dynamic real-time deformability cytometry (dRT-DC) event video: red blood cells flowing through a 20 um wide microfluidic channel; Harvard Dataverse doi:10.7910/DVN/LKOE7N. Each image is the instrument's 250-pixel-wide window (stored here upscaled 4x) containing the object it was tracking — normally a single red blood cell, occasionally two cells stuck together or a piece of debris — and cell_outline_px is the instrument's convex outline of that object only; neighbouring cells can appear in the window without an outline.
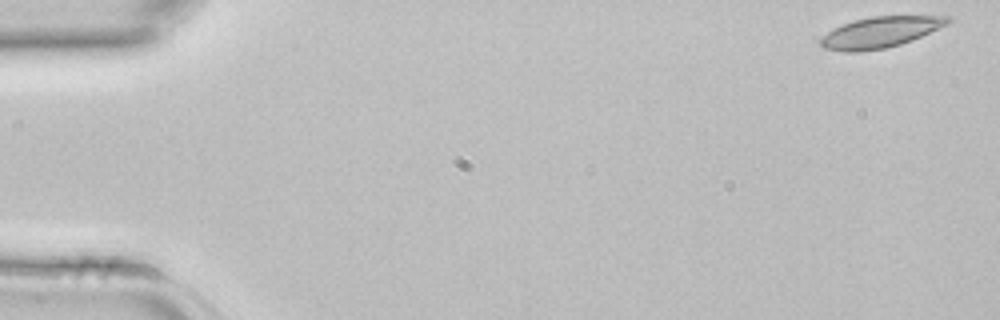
{"species": "common noctule bat (a hibernating species)", "species_latin": "Nyctalus noctula", "temperature_condition": "room temperature", "stored_images_in_passage": 4, "camera_frame_rate_fps": 3000, "um_per_image_px": 0.085, "animal": {"sex": "female", "body_mass_g": 22.7, "forearm_length_mm": 54.2}, "frame": {"image": 1, "passage_image": 1, "time_ms": 0.0, "image_size_px": [1000, 320], "cell_outline_px": [[952, 20], [948, 24], [912, 40], [900, 44], [884, 48], [860, 52], [844, 52], [824, 48], [820, 44], [820, 40], [828, 32], [844, 24], [856, 20], [872, 16], [952, 16]], "centroid_in_image_um": [74.85, 2.74], "position_along_channel_um": 10.1, "area_um2": 22.6}}
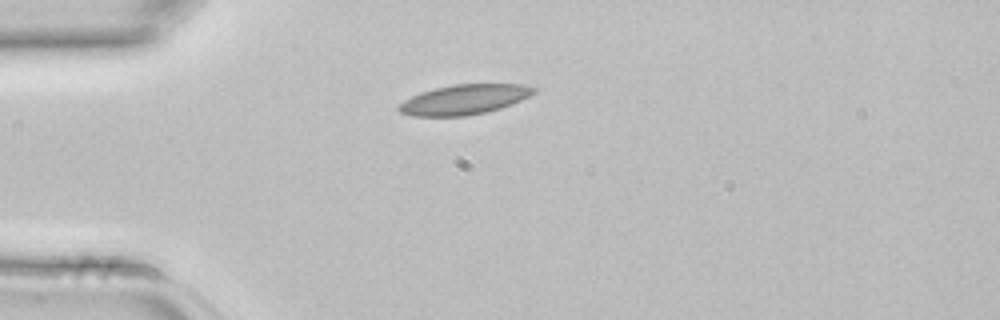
{"frame": {"image": 2, "passage_image": 4, "time_ms": 1.0, "image_size_px": [1000, 320], "cell_outline_px": [[536, 92], [512, 104], [500, 108], [484, 112], [464, 116], [412, 116], [400, 112], [396, 108], [404, 100], [420, 92], [452, 84], [524, 84], [536, 88]], "centroid_in_image_um": [39.44, 8.45], "position_along_channel_um": 45.6, "area_um2": 23.41}}